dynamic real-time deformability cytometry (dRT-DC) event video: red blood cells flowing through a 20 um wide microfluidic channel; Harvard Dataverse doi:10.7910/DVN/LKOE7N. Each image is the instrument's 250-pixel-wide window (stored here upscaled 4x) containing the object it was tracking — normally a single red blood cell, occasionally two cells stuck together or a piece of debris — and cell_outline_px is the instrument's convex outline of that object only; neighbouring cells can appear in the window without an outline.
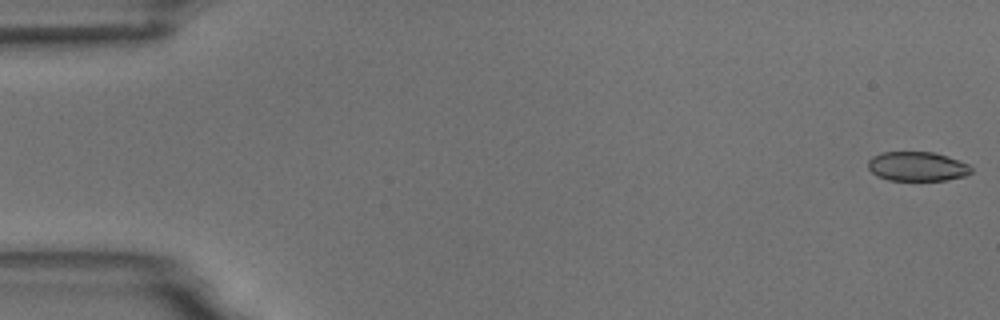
{"species": "common noctule bat (a hibernating species)", "species_latin": "Nyctalus noctula", "temperature_condition": "room temperature", "stored_images_in_passage": 6, "camera_frame_rate_fps": 3000, "um_per_image_px": 0.085, "animal": {"sex": "male", "body_mass_g": 18.8}, "frame": {"image": 1, "passage_image": 1, "time_ms": 0.0, "image_size_px": [1000, 320], "cell_outline_px": [[972, 172], [964, 176], [948, 180], [888, 180], [876, 176], [868, 168], [868, 160], [872, 156], [880, 152], [932, 152], [948, 156], [968, 164], [972, 168]], "centroid_in_image_um": [77.94, 14.14], "position_along_channel_um": 7.1, "area_um2": 17.74}}
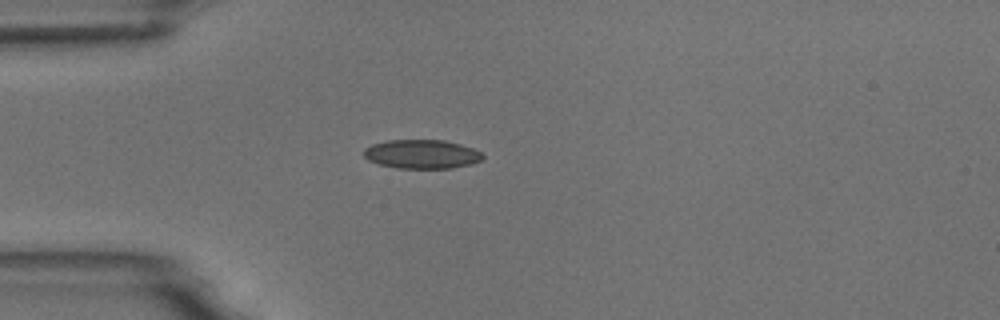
{"frame": {"image": 2, "passage_image": 5, "time_ms": 4.667, "image_size_px": [1000, 320], "cell_outline_px": [[484, 156], [480, 160], [472, 164], [452, 168], [396, 168], [380, 164], [368, 160], [364, 156], [364, 148], [372, 144], [388, 140], [444, 140], [460, 144], [472, 148], [480, 152]], "centroid_in_image_um": [35.84, 13.1], "position_along_channel_um": 49.2, "area_um2": 20.0}}